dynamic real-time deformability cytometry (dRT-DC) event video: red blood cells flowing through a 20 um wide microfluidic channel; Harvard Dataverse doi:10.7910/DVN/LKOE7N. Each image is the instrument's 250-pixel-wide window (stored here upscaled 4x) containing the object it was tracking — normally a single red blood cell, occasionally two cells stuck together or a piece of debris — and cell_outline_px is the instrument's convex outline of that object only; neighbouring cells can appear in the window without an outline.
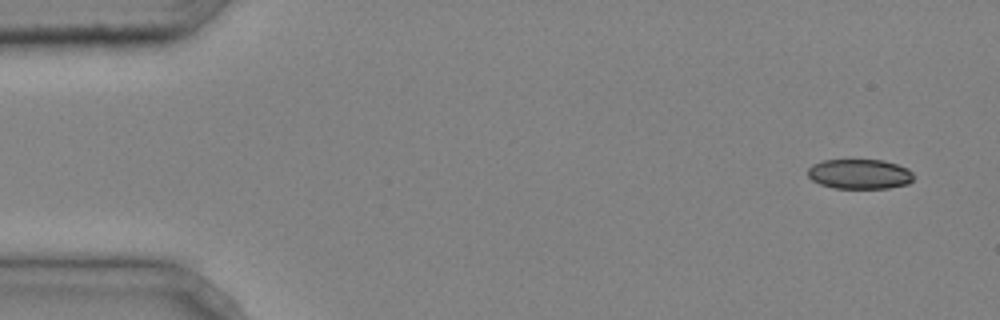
{"species": "common noctule bat (a hibernating species)", "species_latin": "Nyctalus noctula", "temperature_condition": "cold", "stored_images_in_passage": 1, "camera_frame_rate_fps": 3000, "um_per_image_px": 0.085, "animal": {"sex": "male", "body_mass_g": 20.4}, "frame": {"image": 1, "passage_image": 1, "time_ms": 0.0, "image_size_px": [1000, 320], "cell_outline_px": [[916, 176], [908, 184], [888, 188], [832, 188], [820, 184], [812, 180], [808, 176], [808, 168], [812, 164], [824, 160], [884, 160], [908, 168]], "centroid_in_image_um": [73.08, 14.79], "position_along_channel_um": 11.9, "area_um2": 18.55}}